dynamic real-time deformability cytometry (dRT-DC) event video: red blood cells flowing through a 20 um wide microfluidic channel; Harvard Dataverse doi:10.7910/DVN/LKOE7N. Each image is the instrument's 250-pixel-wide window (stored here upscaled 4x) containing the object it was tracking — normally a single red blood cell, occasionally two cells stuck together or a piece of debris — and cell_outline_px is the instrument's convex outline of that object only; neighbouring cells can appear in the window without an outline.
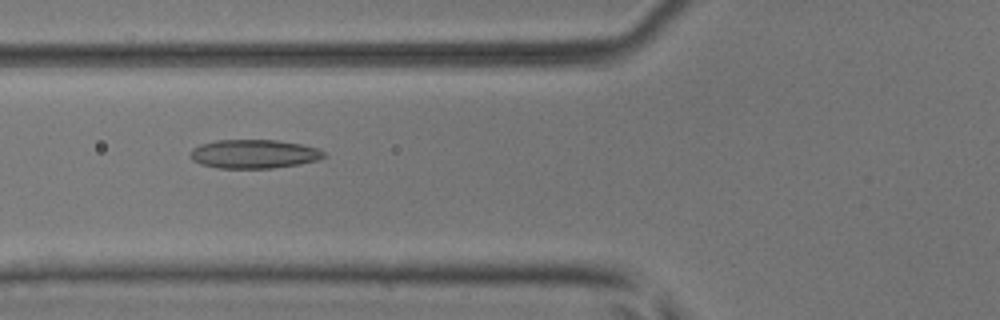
{"species": "common noctule bat (a hibernating species)", "species_latin": "Nyctalus noctula", "temperature_condition": "room temperature", "stored_images_in_passage": 53, "camera_frame_rate_fps": 3000, "um_per_image_px": 0.085, "animal": {"sex": "male", "body_mass_g": 17.9, "forearm_length_mm": 54.2}, "frame": {"image": 1, "passage_image": 21, "time_ms": 6.667, "image_size_px": [1000, 320], "cell_outline_px": [[324, 156], [316, 160], [300, 164], [272, 168], [216, 168], [200, 164], [192, 160], [188, 156], [188, 152], [192, 148], [200, 144], [216, 140], [276, 140], [300, 144], [316, 148], [324, 152]], "centroid_in_image_um": [21.49, 13.09], "position_along_channel_um": 104.3, "area_um2": 22.48}}
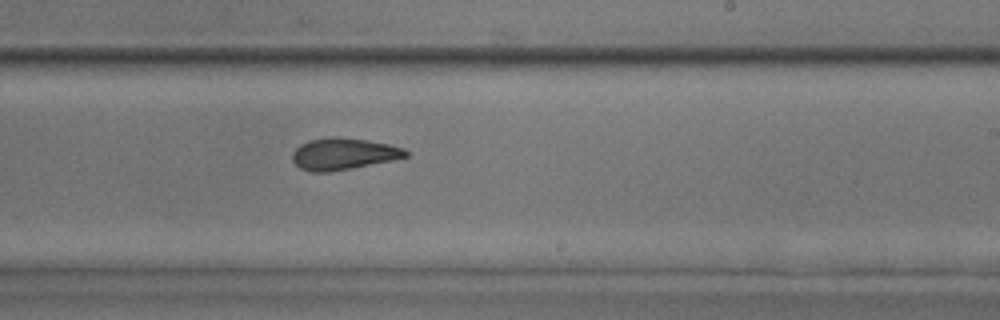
{"frame": {"image": 2, "passage_image": 33, "time_ms": 10.667, "image_size_px": [1000, 320], "cell_outline_px": [[408, 156], [392, 160], [352, 168], [328, 172], [312, 172], [300, 168], [292, 160], [292, 152], [300, 144], [308, 140], [332, 136], [340, 136], [368, 140], [388, 144], [404, 148], [408, 152]], "centroid_in_image_um": [29.17, 13.07], "position_along_channel_um": 259.8, "area_um2": 21.04}}
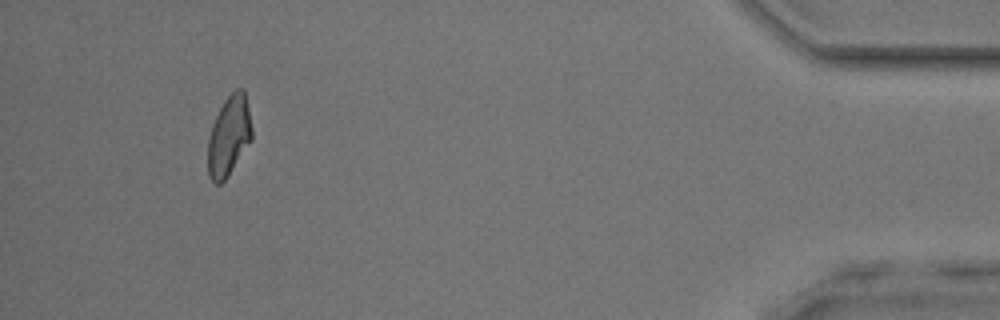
{"frame": {"image": 3, "passage_image": 50, "time_ms": 16.333, "image_size_px": [1000, 320], "cell_outline_px": [[252, 140], [228, 176], [220, 184], [216, 184], [208, 176], [208, 136], [212, 124], [224, 100], [236, 88], [244, 88], [252, 128]], "centroid_in_image_um": [19.46, 11.56], "position_along_channel_um": 415.7, "area_um2": 20.58}, "authors_computed_cell_mechanics": {"area_um2": 21.2704, "velocity_mm_per_s": 3.8976, "shape_relaxation_time_tau1_ms": null, "shape_relaxation_time_tau2_ms": 2.0407, "deformation_change_tau1": null, "deformation_change_tau2": 0.0812}}